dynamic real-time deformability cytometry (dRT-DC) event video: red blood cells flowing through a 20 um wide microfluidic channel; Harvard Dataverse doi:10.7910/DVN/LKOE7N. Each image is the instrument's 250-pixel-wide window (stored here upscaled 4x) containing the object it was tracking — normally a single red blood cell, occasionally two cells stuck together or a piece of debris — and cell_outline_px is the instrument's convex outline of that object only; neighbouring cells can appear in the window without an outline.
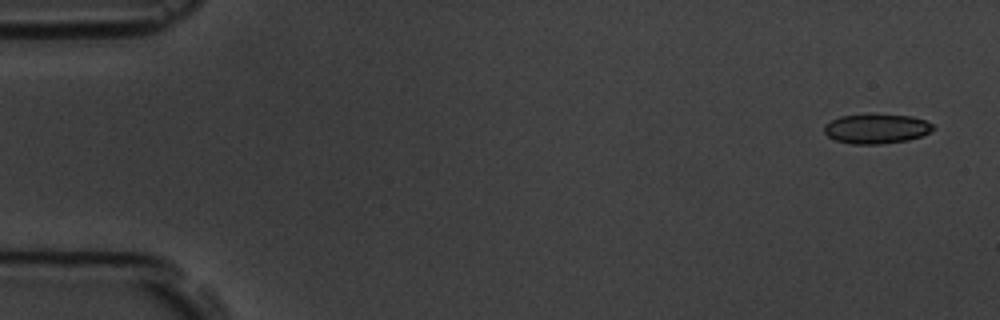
{"species": "common noctule bat (a hibernating species)", "species_latin": "Nyctalus noctula", "temperature_condition": "room temperature", "stored_images_in_passage": 5, "camera_frame_rate_fps": 3000, "um_per_image_px": 0.085, "animal": {"sex": "male", "body_mass_g": 19.5, "forearm_length_mm": 54.6}, "frame": {"image": 1, "passage_image": 1, "time_ms": 0.0, "image_size_px": [1000, 320], "cell_outline_px": [[936, 128], [920, 136], [908, 140], [880, 144], [852, 144], [836, 140], [828, 136], [824, 132], [824, 124], [840, 116], [868, 112], [912, 116], [924, 120], [932, 124]], "centroid_in_image_um": [74.47, 10.9], "position_along_channel_um": 10.5, "area_um2": 19.25}}
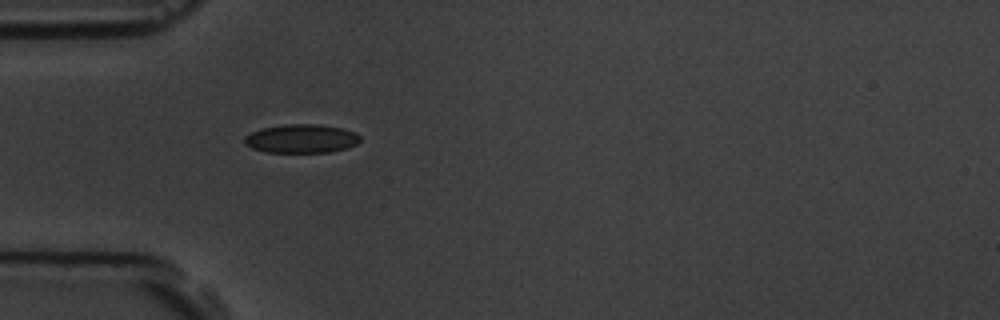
{"frame": {"image": 2, "passage_image": 5, "time_ms": 4.667, "image_size_px": [1000, 320], "cell_outline_px": [[360, 140], [356, 144], [348, 148], [328, 152], [264, 152], [252, 148], [244, 144], [244, 136], [260, 128], [284, 124], [316, 124], [344, 128], [356, 132], [360, 136]], "centroid_in_image_um": [25.61, 11.78], "position_along_channel_um": 59.4, "area_um2": 19.54}}